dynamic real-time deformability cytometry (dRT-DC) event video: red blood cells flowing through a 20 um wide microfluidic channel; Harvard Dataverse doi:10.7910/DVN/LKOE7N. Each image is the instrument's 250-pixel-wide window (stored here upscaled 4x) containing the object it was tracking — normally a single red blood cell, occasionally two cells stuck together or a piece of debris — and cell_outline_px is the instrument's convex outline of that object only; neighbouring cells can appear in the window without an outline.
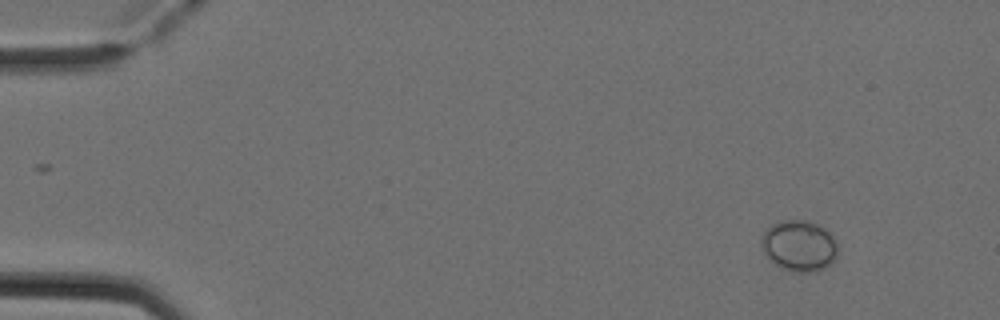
{"species": "Egyptian fruit bat (a non-hibernating species)", "species_latin": "Rousettus aegyptiacus", "temperature_condition": "cold", "stored_images_in_passage": 4, "camera_frame_rate_fps": 3000, "um_per_image_px": 0.085, "animal": {"sex": "female"}, "frame": {"image": 1, "passage_image": 1, "time_ms": 0.0, "image_size_px": [1000, 320], "cell_outline_px": [[836, 256], [824, 268], [808, 272], [792, 272], [776, 264], [764, 252], [760, 244], [760, 236], [772, 224], [780, 220], [808, 220], [820, 224], [832, 236], [836, 244]], "centroid_in_image_um": [67.89, 20.85], "position_along_channel_um": 17.1, "area_um2": 22.48}}
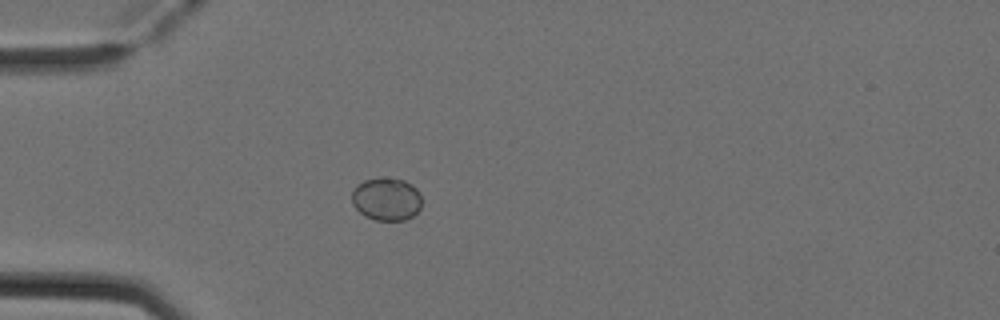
{"frame": {"image": 2, "passage_image": 4, "time_ms": 1.0, "image_size_px": [1000, 320], "cell_outline_px": [[420, 208], [412, 216], [404, 220], [376, 220], [364, 216], [352, 204], [352, 192], [364, 180], [404, 180], [412, 184], [420, 192]], "centroid_in_image_um": [32.86, 16.96], "position_along_channel_um": 52.1, "area_um2": 16.94}}